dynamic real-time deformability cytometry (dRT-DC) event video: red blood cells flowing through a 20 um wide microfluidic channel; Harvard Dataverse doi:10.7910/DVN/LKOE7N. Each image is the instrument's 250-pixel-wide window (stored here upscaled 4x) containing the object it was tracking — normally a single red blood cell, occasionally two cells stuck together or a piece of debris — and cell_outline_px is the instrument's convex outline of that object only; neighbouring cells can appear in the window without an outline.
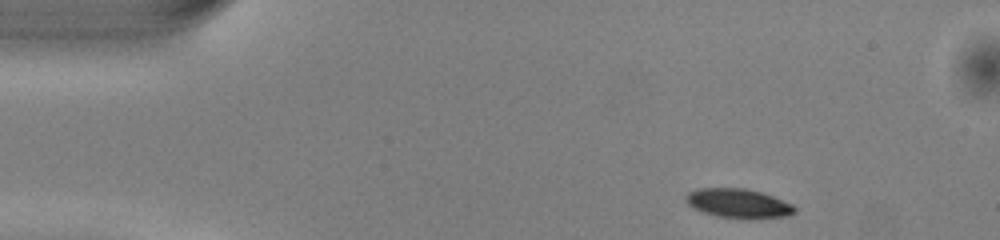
{"species": "common noctule bat (a hibernating species)", "species_latin": "Nyctalus noctula", "temperature_condition": "warm", "stored_images_in_passage": 45, "camera_frame_rate_fps": 3000, "um_per_image_px": 0.085, "animal": {"sex": "male", "body_mass_g": 13.0, "forearm_length_mm": 53.1}, "frame": {"image": 1, "passage_image": 1, "time_ms": 0.0, "image_size_px": [1000, 240], "cell_outline_px": [[796, 208], [788, 216], [748, 220], [716, 216], [692, 208], [684, 200], [684, 196], [688, 192], [696, 188], [744, 188], [760, 192], [772, 196], [792, 204]], "centroid_in_image_um": [62.71, 17.3], "position_along_channel_um": 22.3, "area_um2": 18.79}}
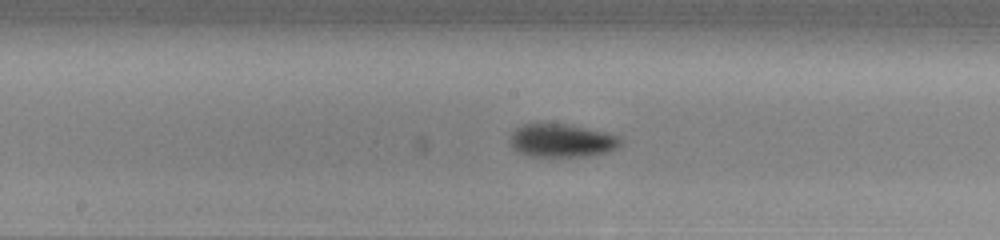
{"frame": {"image": 2, "passage_image": 20, "time_ms": 6.333, "image_size_px": [1000, 240], "cell_outline_px": [[624, 140], [616, 148], [608, 152], [588, 156], [532, 156], [516, 152], [512, 148], [508, 140], [512, 132], [516, 128], [524, 124], [544, 120], [568, 124], [608, 132], [620, 136]], "centroid_in_image_um": [47.72, 11.9], "position_along_channel_um": 200.5, "area_um2": 22.31}}
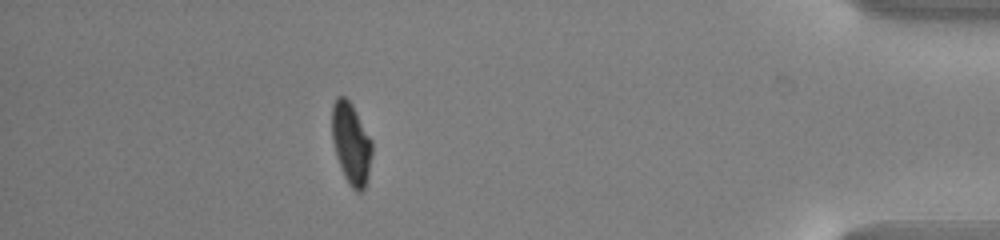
{"frame": {"image": 3, "passage_image": 39, "time_ms": 12.667, "image_size_px": [1000, 240], "cell_outline_px": [[372, 152], [368, 176], [364, 188], [360, 192], [356, 192], [348, 184], [340, 168], [336, 156], [332, 140], [332, 104], [336, 96], [344, 96], [352, 104], [372, 140]], "centroid_in_image_um": [29.83, 12.19], "position_along_channel_um": 405.4, "area_um2": 19.19}, "authors_computed_cell_mechanics": {"area_um2": 19.8254, "velocity_mm_per_s": 4.0627, "shape_relaxation_time_tau1_ms": 2.4644, "shape_relaxation_time_tau2_ms": 8.5479, "deformation_change_tau1": 0.1391, "deformation_change_tau2": 0.1248}}